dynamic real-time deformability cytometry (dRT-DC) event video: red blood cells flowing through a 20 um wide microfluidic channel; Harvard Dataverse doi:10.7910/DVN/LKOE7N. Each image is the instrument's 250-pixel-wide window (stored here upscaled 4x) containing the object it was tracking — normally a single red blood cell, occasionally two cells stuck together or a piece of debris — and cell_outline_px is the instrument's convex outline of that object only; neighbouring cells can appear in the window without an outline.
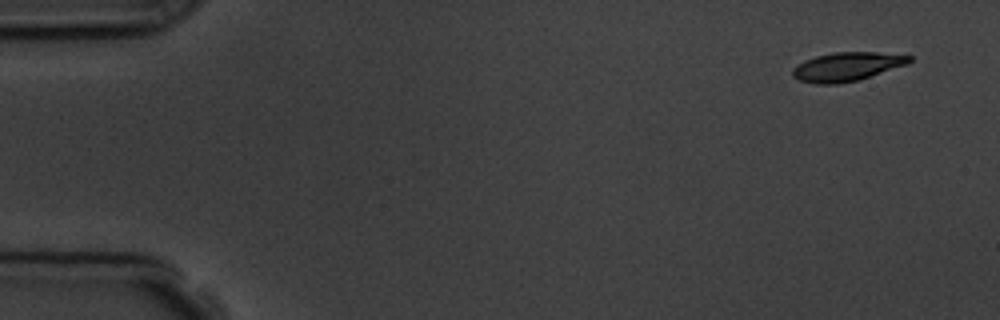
{"species": "common noctule bat (a hibernating species)", "species_latin": "Nyctalus noctula", "temperature_condition": "room temperature", "stored_images_in_passage": 11, "camera_frame_rate_fps": 3000, "um_per_image_px": 0.085, "animal": {"sex": "male", "body_mass_g": 19.5, "forearm_length_mm": 54.6}, "frame": {"image": 1, "passage_image": 1, "time_ms": 0.0, "image_size_px": [1000, 320], "cell_outline_px": [[912, 60], [908, 64], [856, 80], [836, 84], [816, 84], [800, 80], [792, 76], [792, 68], [804, 60], [816, 56], [832, 52], [876, 52], [912, 56]], "centroid_in_image_um": [71.96, 5.66], "position_along_channel_um": 13.0, "area_um2": 19.42}}
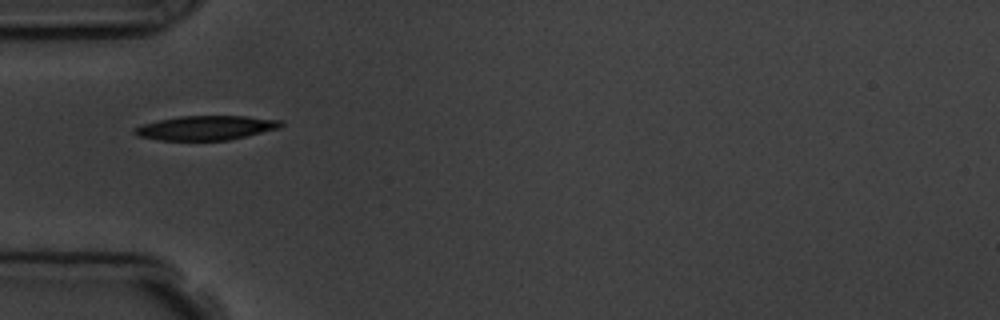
{"frame": {"image": 2, "passage_image": 5, "time_ms": 4.667, "image_size_px": [1000, 320], "cell_outline_px": [[284, 124], [280, 128], [228, 140], [156, 140], [136, 136], [132, 132], [132, 128], [140, 124], [180, 116], [248, 116], [284, 120]], "centroid_in_image_um": [17.48, 10.86], "position_along_channel_um": 67.5, "area_um2": 20.98}}
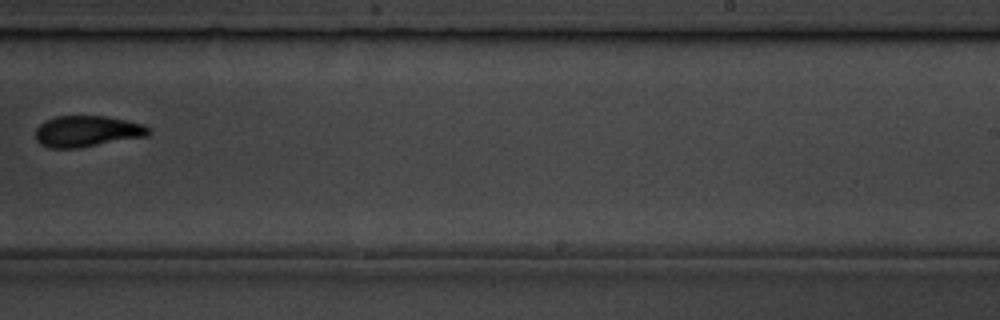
{"frame": {"image": 3, "passage_image": 10, "time_ms": 10.333, "image_size_px": [1000, 320], "cell_outline_px": [[152, 132], [148, 136], [80, 148], [48, 148], [40, 144], [36, 140], [36, 128], [44, 120], [56, 116], [108, 116], [144, 124], [152, 128]], "centroid_in_image_um": [7.43, 11.16], "position_along_channel_um": 281.6, "area_um2": 20.92}}